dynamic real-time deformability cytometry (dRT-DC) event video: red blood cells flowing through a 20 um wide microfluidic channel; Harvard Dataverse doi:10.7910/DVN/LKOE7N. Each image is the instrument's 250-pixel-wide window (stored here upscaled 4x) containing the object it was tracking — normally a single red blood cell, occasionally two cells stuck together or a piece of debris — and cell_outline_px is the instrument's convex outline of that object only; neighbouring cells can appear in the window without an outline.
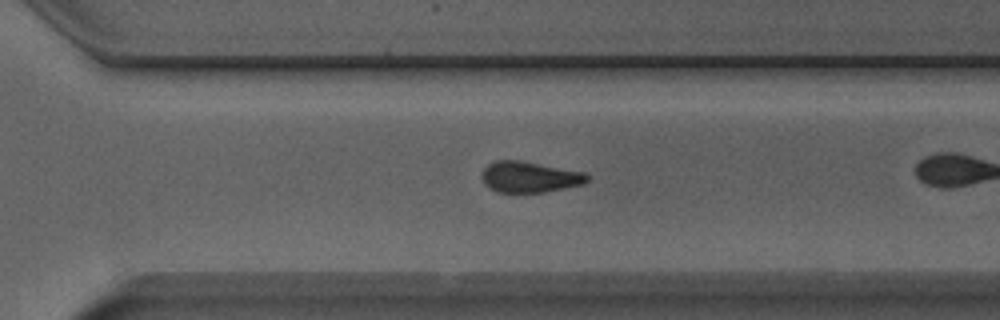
{"species": "Egyptian fruit bat (a non-hibernating species)", "species_latin": "Rousettus aegyptiacus", "temperature_condition": "room temperature", "stored_images_in_passage": 34, "camera_frame_rate_fps": 3000, "um_per_image_px": 0.085, "animal": {"sex": "male"}, "frame": {"image": 1, "passage_image": 29, "time_ms": 9.333, "image_size_px": [1000, 320], "cell_outline_px": [[588, 180], [584, 184], [544, 192], [496, 192], [488, 188], [484, 184], [484, 168], [488, 164], [496, 160], [520, 160], [584, 172], [588, 176]], "centroid_in_image_um": [45.01, 15.04], "position_along_channel_um": 325.6, "area_um2": 18.84}}